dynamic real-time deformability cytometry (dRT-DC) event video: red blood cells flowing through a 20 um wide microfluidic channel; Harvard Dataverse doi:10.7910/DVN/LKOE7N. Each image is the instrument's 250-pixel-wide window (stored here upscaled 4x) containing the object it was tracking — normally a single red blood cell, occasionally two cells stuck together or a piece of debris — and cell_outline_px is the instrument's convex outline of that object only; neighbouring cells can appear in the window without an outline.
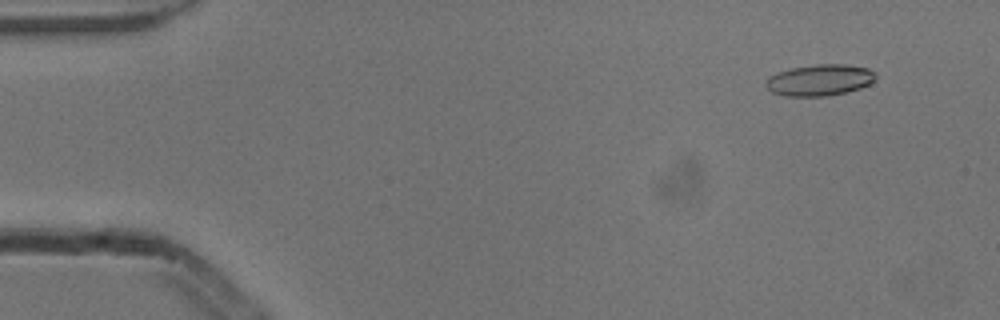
{"species": "common noctule bat (a hibernating species)", "species_latin": "Nyctalus noctula", "temperature_condition": "cold", "stored_images_in_passage": 53, "camera_frame_rate_fps": 3000, "um_per_image_px": 0.085, "animal": {"sex": "male", "body_mass_g": 13.3}, "frame": {"image": 1, "passage_image": 5, "time_ms": 1.333, "image_size_px": [1000, 320], "cell_outline_px": [[876, 80], [860, 88], [828, 96], [784, 96], [772, 92], [764, 84], [768, 76], [776, 72], [792, 68], [816, 64], [844, 64], [868, 68], [876, 76]], "centroid_in_image_um": [69.63, 6.8], "position_along_channel_um": 15.4, "area_um2": 20.06}}
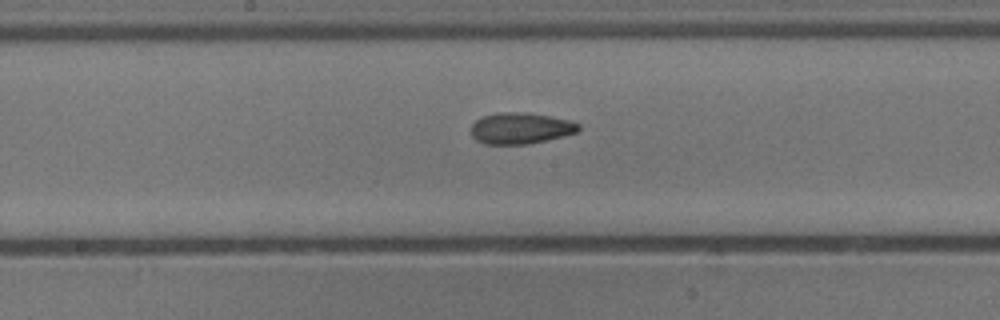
{"frame": {"image": 2, "passage_image": 28, "time_ms": 9.0, "image_size_px": [1000, 320], "cell_outline_px": [[580, 128], [576, 132], [564, 136], [528, 144], [484, 144], [476, 140], [472, 136], [472, 124], [476, 120], [484, 116], [500, 112], [528, 112], [572, 120], [580, 124]], "centroid_in_image_um": [44.27, 10.89], "position_along_channel_um": 203.9, "area_um2": 19.65}}
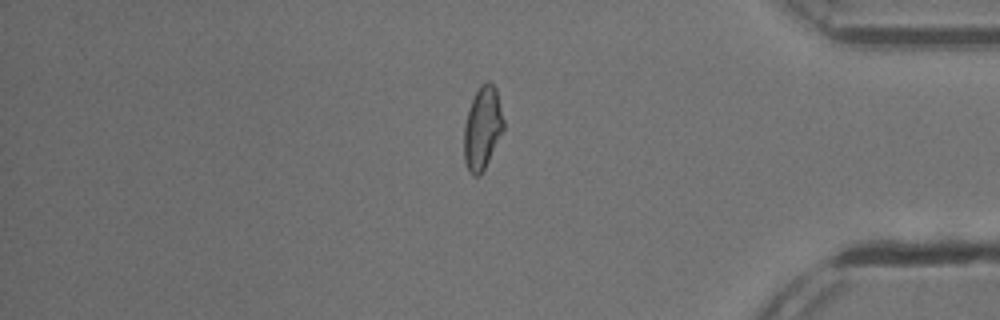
{"frame": {"image": 3, "passage_image": 45, "time_ms": 14.667, "image_size_px": [1000, 320], "cell_outline_px": [[504, 132], [480, 176], [472, 176], [468, 172], [464, 160], [464, 124], [472, 100], [480, 84], [488, 80], [496, 88], [504, 120]], "centroid_in_image_um": [41.02, 10.91], "position_along_channel_um": 394.2, "area_um2": 19.31}, "authors_computed_cell_mechanics": {"area_um2": 19.5942, "velocity_mm_per_s": 3.8804, "shape_relaxation_time_tau1_ms": null, "shape_relaxation_time_tau2_ms": 2.6002, "deformation_change_tau1": null, "deformation_change_tau2": 0.0839}}